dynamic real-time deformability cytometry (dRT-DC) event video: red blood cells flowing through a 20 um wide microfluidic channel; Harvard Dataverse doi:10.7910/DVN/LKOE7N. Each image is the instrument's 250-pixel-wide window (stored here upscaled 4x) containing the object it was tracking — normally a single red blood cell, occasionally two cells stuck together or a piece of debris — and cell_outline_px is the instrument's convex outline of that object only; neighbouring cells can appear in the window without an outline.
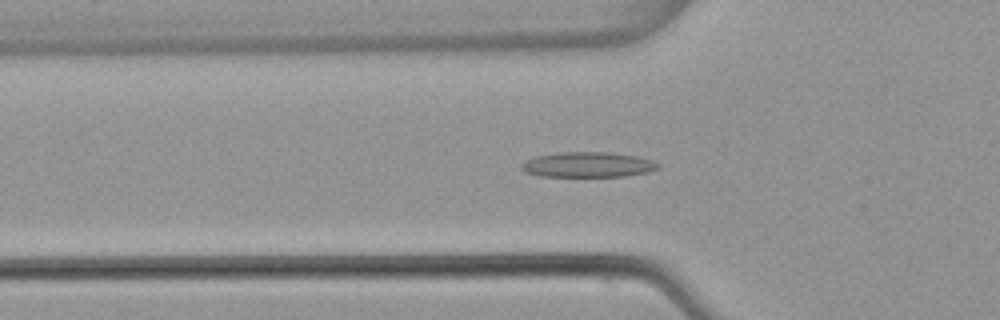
{"species": "common noctule bat (a hibernating species)", "species_latin": "Nyctalus noctula", "temperature_condition": "warm", "stored_images_in_passage": 54, "camera_frame_rate_fps": 3000, "um_per_image_px": 0.085, "animal": {"sex": "female", "body_mass_g": 22.7, "forearm_length_mm": 54.2}, "frame": {"image": 1, "passage_image": 18, "time_ms": 5.667, "image_size_px": [1000, 320], "cell_outline_px": [[660, 168], [648, 172], [624, 176], [540, 176], [524, 172], [520, 168], [520, 164], [524, 160], [536, 156], [560, 152], [612, 152], [636, 156], [652, 160], [660, 164]], "centroid_in_image_um": [49.95, 13.99], "position_along_channel_um": 75.8, "area_um2": 20.23}}
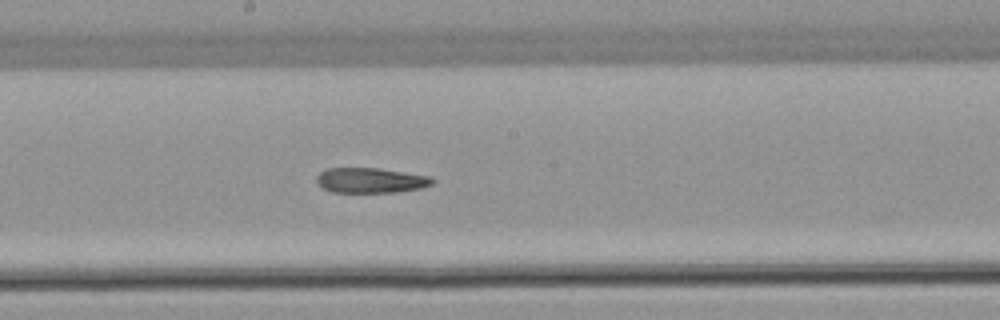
{"frame": {"image": 2, "passage_image": 29, "time_ms": 9.333, "image_size_px": [1000, 320], "cell_outline_px": [[436, 180], [432, 184], [420, 188], [396, 192], [332, 192], [324, 188], [316, 180], [316, 176], [320, 172], [328, 168], [380, 168], [432, 176]], "centroid_in_image_um": [31.55, 15.32], "position_along_channel_um": 216.7, "area_um2": 16.99}}
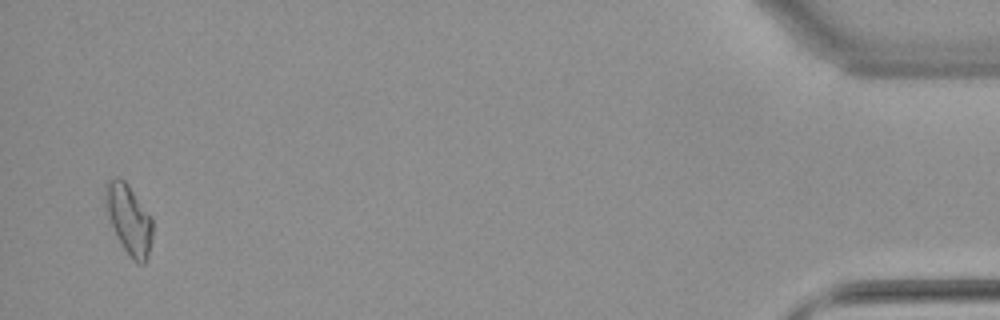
{"frame": {"image": 3, "passage_image": 52, "time_ms": 17.0, "image_size_px": [1000, 320], "cell_outline_px": [[152, 236], [148, 252], [144, 264], [140, 264], [124, 248], [104, 208], [104, 184], [108, 180], [116, 176], [120, 176], [128, 184], [152, 216]], "centroid_in_image_um": [10.93, 18.52], "position_along_channel_um": 424.3, "area_um2": 18.96}}